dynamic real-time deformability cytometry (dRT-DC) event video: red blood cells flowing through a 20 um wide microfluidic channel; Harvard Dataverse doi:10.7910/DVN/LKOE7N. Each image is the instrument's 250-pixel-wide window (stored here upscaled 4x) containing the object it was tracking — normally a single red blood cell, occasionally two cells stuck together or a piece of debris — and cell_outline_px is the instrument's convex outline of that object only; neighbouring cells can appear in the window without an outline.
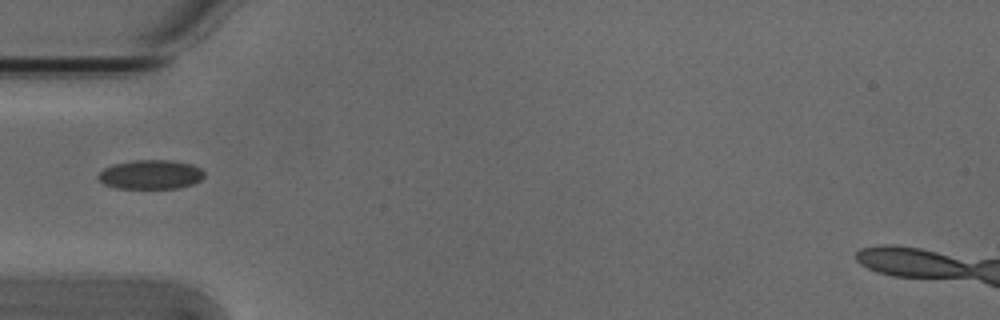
{"species": "Egyptian fruit bat (a non-hibernating species)", "species_latin": "Rousettus aegyptiacus", "temperature_condition": "cold", "stored_images_in_passage": 3, "camera_frame_rate_fps": 3000, "um_per_image_px": 0.085, "animal": {"sex": "male"}, "frame": {"image": 1, "passage_image": 2, "time_ms": 0.333, "image_size_px": [1000, 320], "cell_outline_px": [[204, 176], [200, 180], [192, 184], [180, 188], [116, 188], [104, 184], [96, 176], [104, 168], [112, 164], [132, 160], [172, 160], [192, 164], [200, 168], [204, 172]], "centroid_in_image_um": [12.8, 14.83], "position_along_channel_um": 72.2, "area_um2": 18.15}}
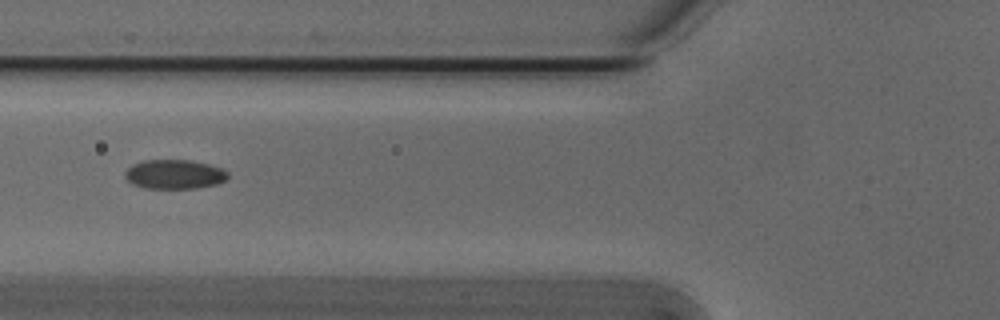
{"frame": {"image": 2, "passage_image": 3, "time_ms": 0.667, "image_size_px": [1000, 320], "cell_outline_px": [[228, 180], [216, 184], [196, 188], [144, 188], [132, 184], [124, 176], [124, 172], [132, 164], [144, 160], [192, 160], [224, 168], [228, 172]], "centroid_in_image_um": [14.84, 14.81], "position_along_channel_um": 111.0, "area_um2": 17.74}}